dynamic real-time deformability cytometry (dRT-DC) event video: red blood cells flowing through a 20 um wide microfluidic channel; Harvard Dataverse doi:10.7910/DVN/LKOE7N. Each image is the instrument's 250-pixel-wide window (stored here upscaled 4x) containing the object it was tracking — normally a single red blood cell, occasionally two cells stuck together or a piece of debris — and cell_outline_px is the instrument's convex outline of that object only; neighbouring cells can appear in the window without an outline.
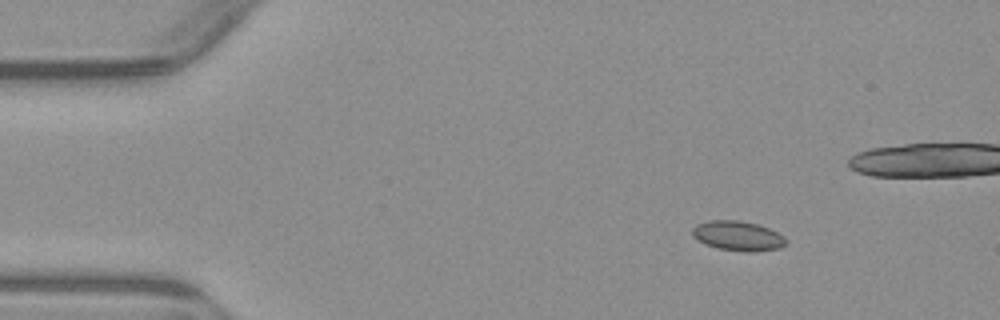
{"species": "common noctule bat (a hibernating species)", "species_latin": "Nyctalus noctula", "temperature_condition": "warm", "stored_images_in_passage": 4, "camera_frame_rate_fps": 3000, "um_per_image_px": 0.085, "animal": {"sex": "male", "body_mass_g": 23.1, "forearm_length_mm": 52.7}, "frame": {"image": 1, "passage_image": 1, "time_ms": 0.0, "image_size_px": [1000, 320], "cell_outline_px": [[788, 244], [780, 248], [756, 252], [744, 252], [716, 248], [704, 244], [692, 236], [692, 228], [696, 224], [708, 220], [740, 220], [756, 224], [768, 228], [784, 236], [788, 240]], "centroid_in_image_um": [62.72, 20.06], "position_along_channel_um": 22.3, "area_um2": 16.53}}